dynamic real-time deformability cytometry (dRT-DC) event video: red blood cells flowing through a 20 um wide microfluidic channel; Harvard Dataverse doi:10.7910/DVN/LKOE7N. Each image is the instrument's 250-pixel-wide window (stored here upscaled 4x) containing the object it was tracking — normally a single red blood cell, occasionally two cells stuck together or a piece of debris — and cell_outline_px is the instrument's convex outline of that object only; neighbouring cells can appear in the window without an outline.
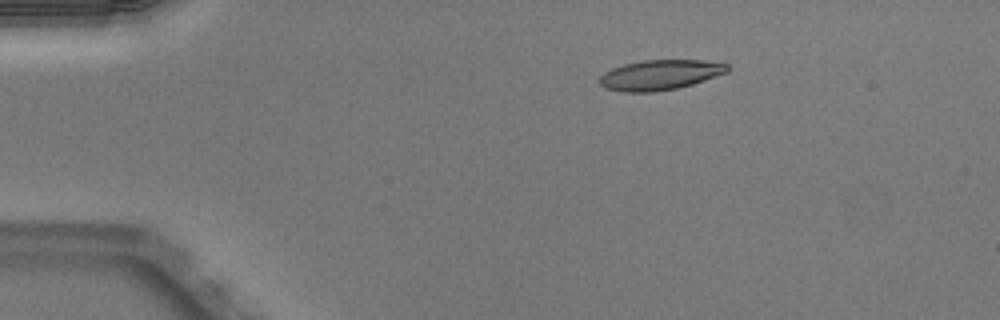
{"species": "Egyptian fruit bat (a non-hibernating species)", "species_latin": "Rousettus aegyptiacus", "temperature_condition": "warm", "stored_images_in_passage": 42, "camera_frame_rate_fps": 3000, "um_per_image_px": 0.085, "animal": {"sex": "male"}, "frame": {"image": 1, "passage_image": 1, "time_ms": 0.0, "image_size_px": [1000, 320], "cell_outline_px": [[732, 68], [728, 72], [692, 84], [676, 88], [652, 92], [624, 92], [604, 88], [600, 84], [600, 76], [604, 72], [612, 68], [624, 64], [644, 60], [704, 60], [728, 64]], "centroid_in_image_um": [56.11, 6.36], "position_along_channel_um": 28.9, "area_um2": 22.43}}
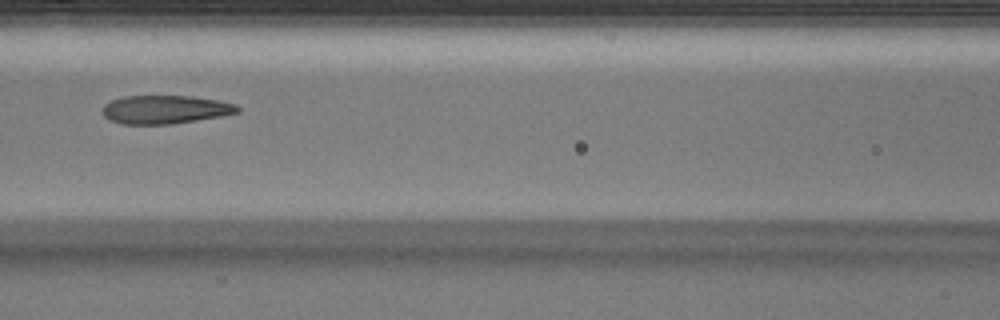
{"frame": {"image": 2, "passage_image": 15, "time_ms": 4.667, "image_size_px": [1000, 320], "cell_outline_px": [[240, 112], [220, 116], [172, 124], [124, 124], [108, 120], [104, 116], [104, 104], [112, 100], [124, 96], [192, 96], [220, 100], [236, 104], [240, 108]], "centroid_in_image_um": [14.06, 9.3], "position_along_channel_um": 152.5, "area_um2": 22.37}}
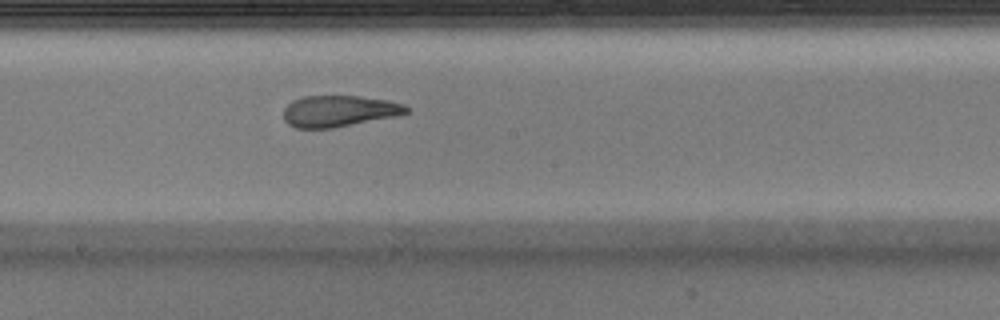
{"frame": {"image": 3, "passage_image": 20, "time_ms": 6.333, "image_size_px": [1000, 320], "cell_outline_px": [[412, 112], [396, 116], [332, 128], [296, 128], [288, 124], [284, 120], [284, 108], [292, 100], [304, 96], [360, 96], [388, 100], [404, 104], [412, 108]], "centroid_in_image_um": [28.86, 9.44], "position_along_channel_um": 219.3, "area_um2": 22.6}, "authors_computed_cell_mechanics": {"area_um2": 23.6113, "velocity_mm_per_s": 4.0124, "shape_relaxation_time_tau1_ms": null, "shape_relaxation_time_tau2_ms": 1.5594, "deformation_change_tau1": null, "deformation_change_tau2": 0.0992}}